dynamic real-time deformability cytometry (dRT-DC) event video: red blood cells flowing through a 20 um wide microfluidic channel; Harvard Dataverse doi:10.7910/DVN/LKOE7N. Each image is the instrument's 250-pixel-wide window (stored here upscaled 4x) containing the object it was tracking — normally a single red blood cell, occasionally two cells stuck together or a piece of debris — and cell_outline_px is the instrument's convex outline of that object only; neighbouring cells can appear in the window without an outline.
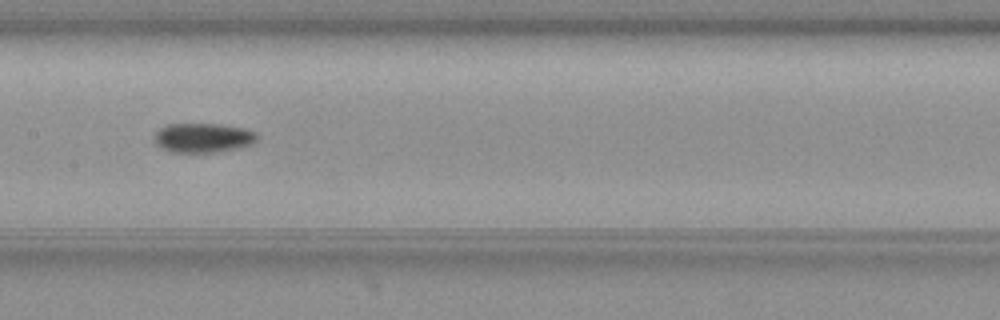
{"species": "common noctule bat (a hibernating species)", "species_latin": "Nyctalus noctula", "temperature_condition": "warm", "stored_images_in_passage": 39, "camera_frame_rate_fps": 3000, "um_per_image_px": 0.085, "animal": {"sex": "female", "body_mass_g": 19.3, "forearm_length_mm": 54.1}, "frame": {"image": 1, "passage_image": 12, "time_ms": 3.667, "image_size_px": [1000, 320], "cell_outline_px": [[256, 140], [252, 144], [240, 148], [216, 152], [172, 152], [160, 148], [156, 144], [156, 132], [160, 128], [168, 124], [220, 124], [244, 128], [256, 132]], "centroid_in_image_um": [17.27, 11.71], "position_along_channel_um": 190.1, "area_um2": 17.57}}
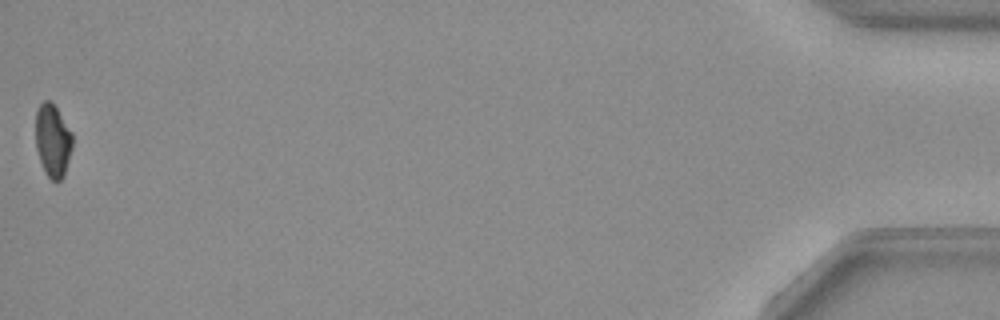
{"frame": {"image": 2, "passage_image": 39, "time_ms": 12.667, "image_size_px": [1000, 320], "cell_outline_px": [[72, 148], [64, 176], [60, 180], [52, 180], [44, 172], [36, 148], [36, 112], [40, 104], [44, 100], [52, 100], [72, 132]], "centroid_in_image_um": [4.49, 11.92], "position_along_channel_um": 430.7, "area_um2": 15.72}, "authors_computed_cell_mechanics": {"area_um2": 17.051, "velocity_mm_per_s": 3.8437, "shape_relaxation_time_tau1_ms": 5.53, "shape_relaxation_time_tau2_ms": null, "deformation_change_tau1": 0.1575, "deformation_change_tau2": null}}